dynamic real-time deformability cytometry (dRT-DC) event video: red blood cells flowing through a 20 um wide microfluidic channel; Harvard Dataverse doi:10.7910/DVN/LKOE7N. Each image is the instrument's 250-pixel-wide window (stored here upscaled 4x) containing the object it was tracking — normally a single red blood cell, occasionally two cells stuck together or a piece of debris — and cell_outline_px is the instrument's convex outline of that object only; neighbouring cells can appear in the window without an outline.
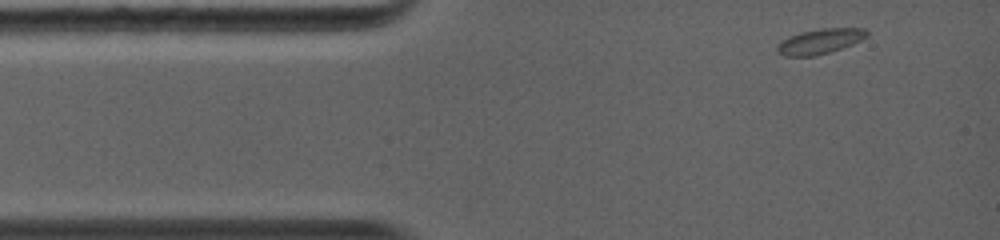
{"species": "common noctule bat (a hibernating species)", "species_latin": "Nyctalus noctula", "temperature_condition": "warm", "stored_images_in_passage": 29, "camera_frame_rate_fps": 5000, "um_per_image_px": 0.085, "animal": {"sex": "female", "body_mass_g": 19.0, "forearm_length_mm": 56.7}, "frame": {"image": 1, "passage_image": 1, "time_ms": 0.0, "image_size_px": [1000, 240], "cell_outline_px": [[868, 36], [852, 44], [816, 56], [784, 56], [776, 52], [776, 48], [788, 36], [800, 32], [820, 28], [864, 28], [868, 32]], "centroid_in_image_um": [69.69, 3.51], "position_along_channel_um": 15.3, "area_um2": 13.01}}
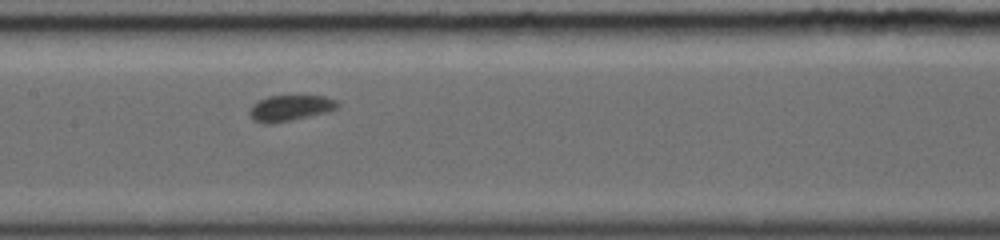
{"frame": {"image": 2, "passage_image": 13, "time_ms": 5.0, "image_size_px": [1000, 240], "cell_outline_px": [[340, 104], [336, 108], [328, 112], [268, 124], [264, 124], [252, 120], [248, 112], [252, 104], [256, 100], [268, 96], [324, 96], [336, 100]], "centroid_in_image_um": [24.61, 9.17], "position_along_channel_um": 182.8, "area_um2": 13.24}}
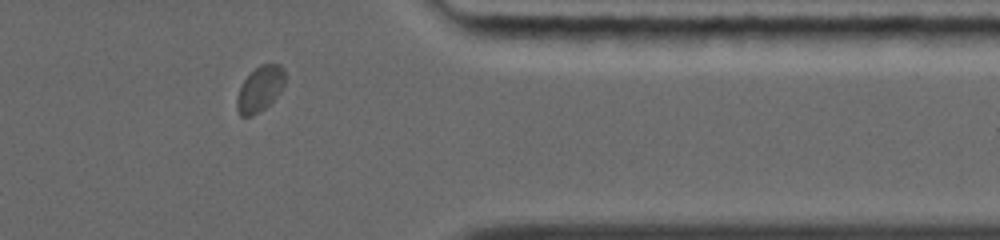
{"frame": {"image": 3, "passage_image": 25, "time_ms": 10.0, "image_size_px": [1000, 240], "cell_outline_px": [[284, 84], [276, 96], [260, 112], [252, 116], [240, 116], [236, 108], [236, 96], [244, 80], [260, 64], [280, 64], [284, 68]], "centroid_in_image_um": [22.07, 7.57], "position_along_channel_um": 389.3, "area_um2": 12.54}}